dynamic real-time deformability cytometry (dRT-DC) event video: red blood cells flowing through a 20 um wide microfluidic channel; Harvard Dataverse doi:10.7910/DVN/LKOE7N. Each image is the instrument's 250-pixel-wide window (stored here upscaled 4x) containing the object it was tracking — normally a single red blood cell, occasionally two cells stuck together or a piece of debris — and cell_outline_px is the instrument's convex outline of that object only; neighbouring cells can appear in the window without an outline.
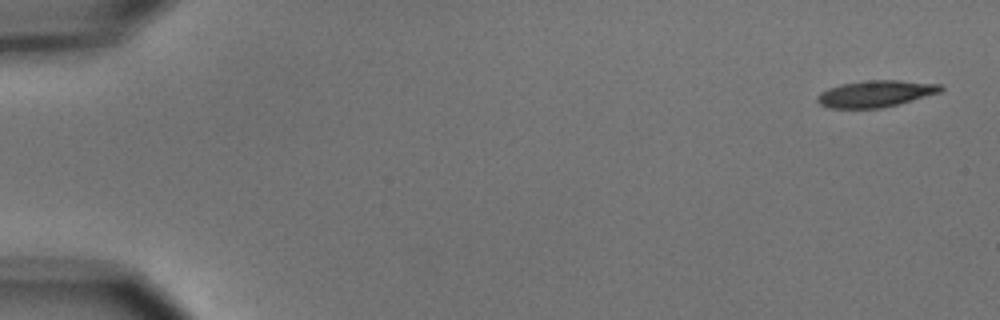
{"species": "common noctule bat (a hibernating species)", "species_latin": "Nyctalus noctula", "temperature_condition": "cold", "stored_images_in_passage": 6, "camera_frame_rate_fps": 3000, "um_per_image_px": 0.085, "animal": {"sex": "male", "body_mass_g": 15.6}, "frame": {"image": 1, "passage_image": 1, "time_ms": 0.0, "image_size_px": [1000, 320], "cell_outline_px": [[944, 88], [940, 92], [912, 100], [880, 108], [828, 108], [820, 104], [816, 100], [816, 96], [820, 92], [828, 88], [840, 84], [864, 80], [896, 80], [940, 84]], "centroid_in_image_um": [74.37, 7.96], "position_along_channel_um": 10.6, "area_um2": 19.07}}
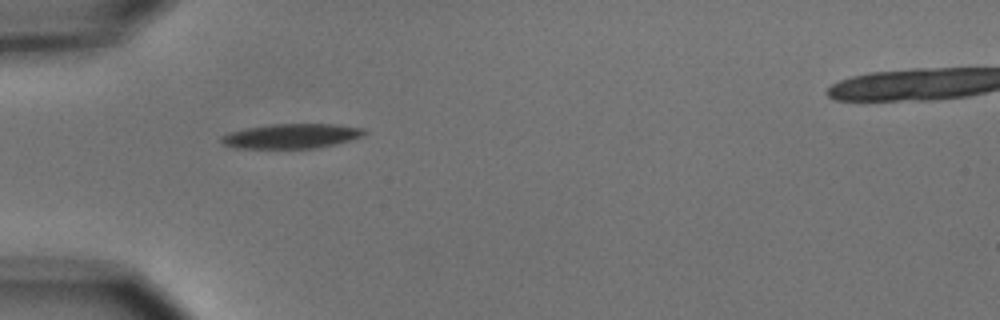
{"frame": {"image": 2, "passage_image": 5, "time_ms": 5.0, "image_size_px": [1000, 320], "cell_outline_px": [[368, 132], [364, 136], [352, 140], [320, 148], [236, 148], [224, 144], [220, 140], [220, 136], [244, 128], [272, 124], [336, 124], [364, 128]], "centroid_in_image_um": [24.84, 11.56], "position_along_channel_um": 60.2, "area_um2": 20.75}}
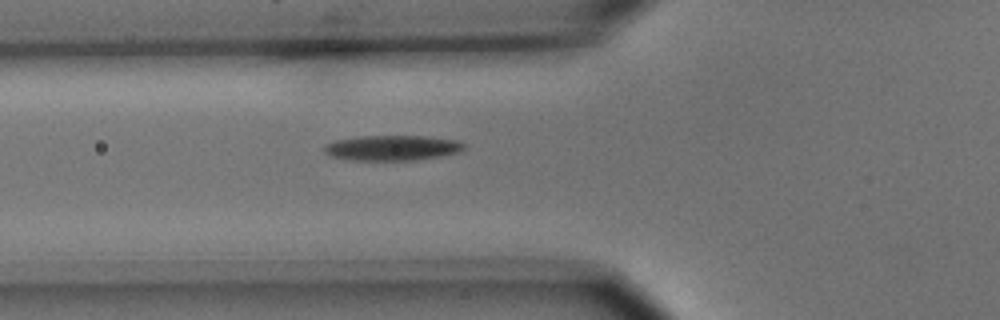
{"frame": {"image": 3, "passage_image": 6, "time_ms": 6.0, "image_size_px": [1000, 320], "cell_outline_px": [[464, 148], [460, 152], [440, 156], [416, 160], [352, 160], [332, 156], [324, 152], [324, 144], [336, 140], [356, 136], [424, 136], [456, 140], [464, 144]], "centroid_in_image_um": [33.32, 12.56], "position_along_channel_um": 92.5, "area_um2": 20.52}}